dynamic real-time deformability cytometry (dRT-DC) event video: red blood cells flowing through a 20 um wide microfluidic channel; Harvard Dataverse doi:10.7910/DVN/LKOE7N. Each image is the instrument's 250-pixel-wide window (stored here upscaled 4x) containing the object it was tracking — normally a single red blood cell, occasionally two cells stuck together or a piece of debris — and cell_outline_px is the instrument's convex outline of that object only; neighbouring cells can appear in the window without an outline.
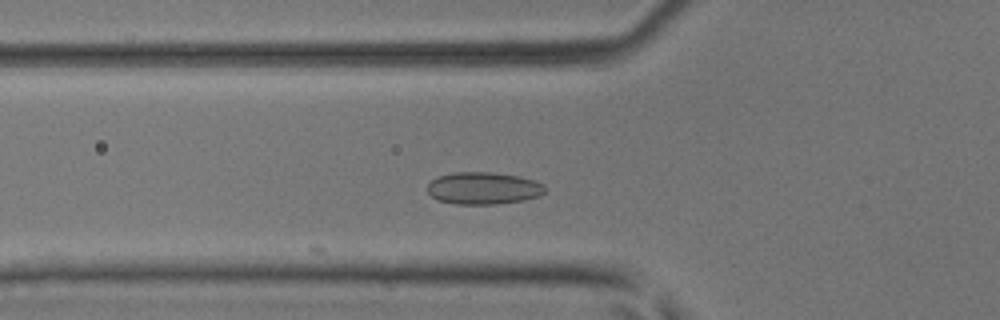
{"species": "common noctule bat (a hibernating species)", "species_latin": "Nyctalus noctula", "temperature_condition": "room temperature", "stored_images_in_passage": 34, "camera_frame_rate_fps": 3000, "um_per_image_px": 0.085, "animal": {"sex": "male", "body_mass_g": 17.9, "forearm_length_mm": 54.2}, "frame": {"image": 1, "passage_image": 3, "time_ms": 0.667, "image_size_px": [1000, 320], "cell_outline_px": [[544, 192], [540, 196], [524, 200], [496, 204], [456, 204], [436, 200], [428, 192], [428, 184], [436, 176], [452, 172], [492, 172], [520, 176], [536, 180], [544, 184]], "centroid_in_image_um": [41.09, 15.99], "position_along_channel_um": 84.7, "area_um2": 22.31}}
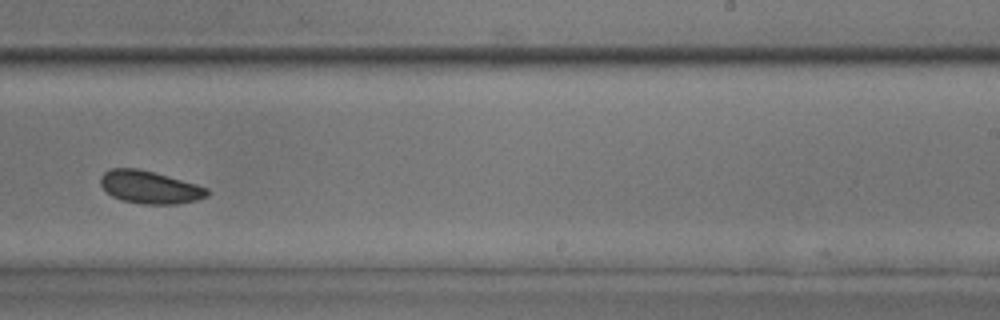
{"frame": {"image": 2, "passage_image": 17, "time_ms": 5.333, "image_size_px": [1000, 320], "cell_outline_px": [[208, 196], [196, 200], [176, 204], [144, 204], [120, 200], [112, 196], [100, 184], [100, 176], [104, 172], [112, 168], [136, 168], [152, 172], [196, 184], [208, 188]], "centroid_in_image_um": [12.71, 15.92], "position_along_channel_um": 276.3, "area_um2": 20.11}}
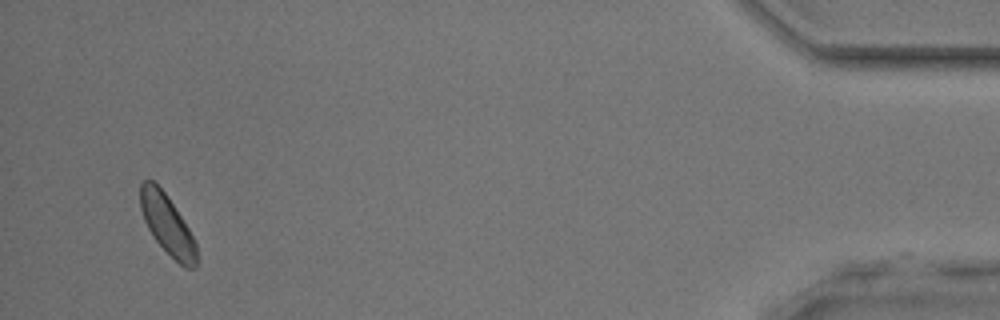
{"frame": {"image": 3, "passage_image": 33, "time_ms": 10.667, "image_size_px": [1000, 320], "cell_outline_px": [[196, 268], [184, 268], [156, 240], [148, 228], [144, 220], [140, 208], [140, 184], [144, 180], [152, 180], [168, 196], [188, 228], [196, 244]], "centroid_in_image_um": [14.2, 19.07], "position_along_channel_um": 421.0, "area_um2": 19.13}}